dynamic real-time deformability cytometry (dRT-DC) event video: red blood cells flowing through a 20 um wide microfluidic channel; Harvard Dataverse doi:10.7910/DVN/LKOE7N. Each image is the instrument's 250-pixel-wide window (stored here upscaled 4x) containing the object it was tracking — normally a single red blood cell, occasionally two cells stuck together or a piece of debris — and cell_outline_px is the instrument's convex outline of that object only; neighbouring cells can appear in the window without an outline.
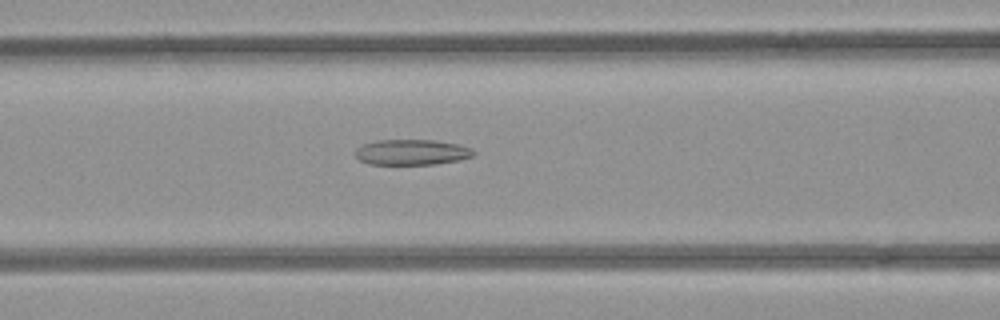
{"species": "common noctule bat (a hibernating species)", "species_latin": "Nyctalus noctula", "temperature_condition": "room temperature", "stored_images_in_passage": 41, "camera_frame_rate_fps": 3000, "um_per_image_px": 0.085, "animal": {"sex": "female", "body_mass_g": 21.9}, "frame": {"image": 1, "passage_image": 10, "time_ms": 3.0, "image_size_px": [1000, 320], "cell_outline_px": [[476, 152], [472, 156], [460, 160], [436, 164], [368, 164], [360, 160], [356, 156], [356, 148], [364, 144], [376, 140], [432, 140], [456, 144], [472, 148]], "centroid_in_image_um": [35.0, 12.94], "position_along_channel_um": 131.6, "area_um2": 17.51}}
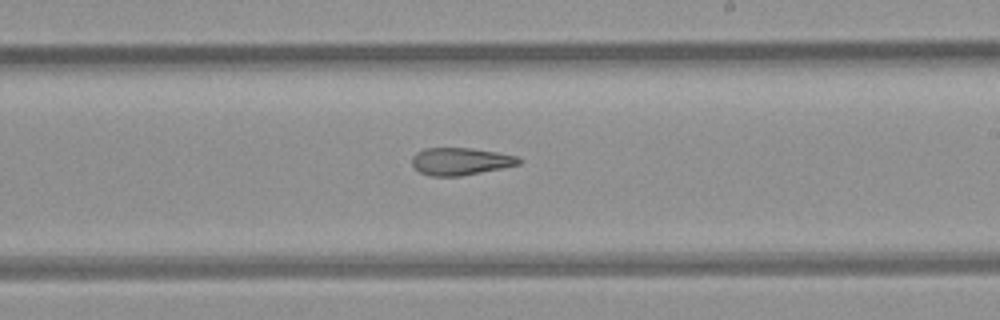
{"frame": {"image": 2, "passage_image": 19, "time_ms": 6.0, "image_size_px": [1000, 320], "cell_outline_px": [[524, 160], [520, 164], [460, 176], [432, 176], [420, 172], [412, 164], [412, 156], [416, 152], [424, 148], [472, 148], [496, 152], [516, 156]], "centroid_in_image_um": [39.13, 13.7], "position_along_channel_um": 249.9, "area_um2": 16.94}}
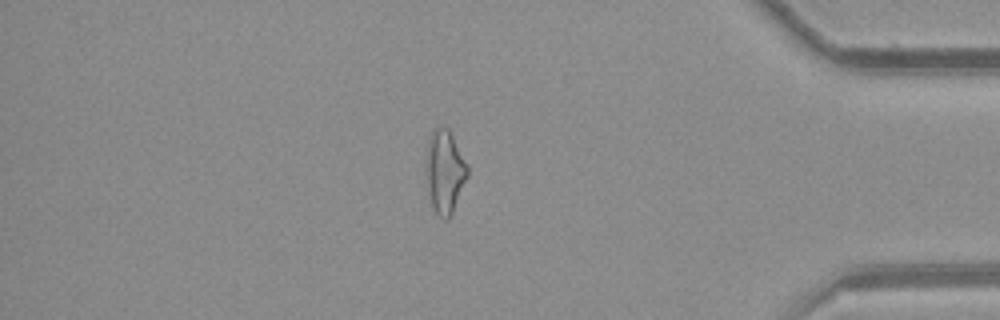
{"frame": {"image": 3, "passage_image": 33, "time_ms": 10.667, "image_size_px": [1000, 320], "cell_outline_px": [[468, 176], [452, 212], [448, 220], [444, 220], [432, 208], [428, 192], [424, 172], [428, 136], [432, 128], [448, 128], [468, 168]], "centroid_in_image_um": [37.75, 14.59], "position_along_channel_um": 397.5, "area_um2": 20.17}, "authors_computed_cell_mechanics": {"area_um2": 18.4382, "velocity_mm_per_s": 3.9335, "shape_relaxation_time_tau1_ms": null, "shape_relaxation_time_tau2_ms": 4.5808, "deformation_change_tau1": null, "deformation_change_tau2": 0.14}}